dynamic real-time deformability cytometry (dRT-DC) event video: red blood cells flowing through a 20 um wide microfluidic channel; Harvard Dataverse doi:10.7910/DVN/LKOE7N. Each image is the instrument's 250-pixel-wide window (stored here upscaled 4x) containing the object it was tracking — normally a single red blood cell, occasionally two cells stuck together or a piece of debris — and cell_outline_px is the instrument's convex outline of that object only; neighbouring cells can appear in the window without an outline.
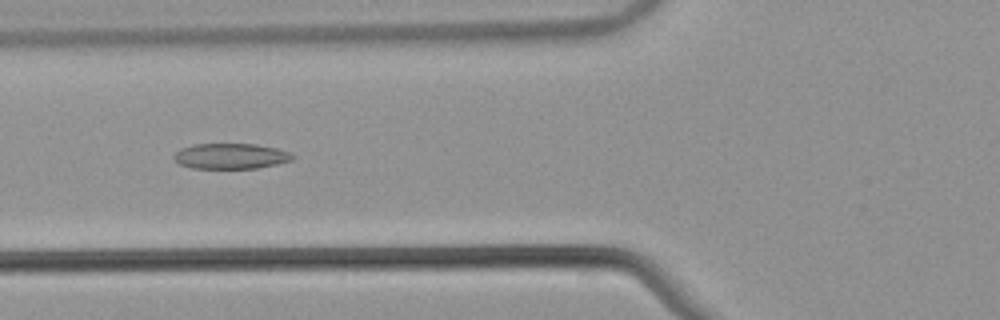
{"species": "common noctule bat (a hibernating species)", "species_latin": "Nyctalus noctula", "temperature_condition": "warm", "stored_images_in_passage": 48, "camera_frame_rate_fps": 3000, "um_per_image_px": 0.085, "animal": {"sex": "male", "body_mass_g": 21.5, "forearm_length_mm": 52.0}, "frame": {"image": 1, "passage_image": 17, "time_ms": 5.333, "image_size_px": [1000, 320], "cell_outline_px": [[296, 156], [292, 160], [276, 164], [256, 168], [192, 168], [180, 164], [172, 160], [172, 156], [180, 148], [192, 144], [256, 144], [276, 148], [288, 152]], "centroid_in_image_um": [19.57, 13.26], "position_along_channel_um": 106.2, "area_um2": 17.69}}
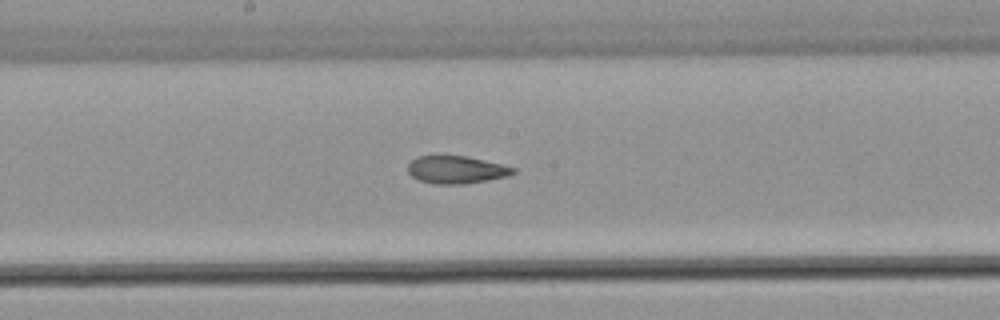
{"frame": {"image": 2, "passage_image": 25, "time_ms": 8.0, "image_size_px": [1000, 320], "cell_outline_px": [[516, 172], [508, 176], [488, 180], [464, 184], [432, 184], [420, 180], [412, 176], [408, 172], [408, 164], [416, 156], [464, 156], [500, 164], [516, 168]], "centroid_in_image_um": [38.77, 14.44], "position_along_channel_um": 209.4, "area_um2": 16.82}}
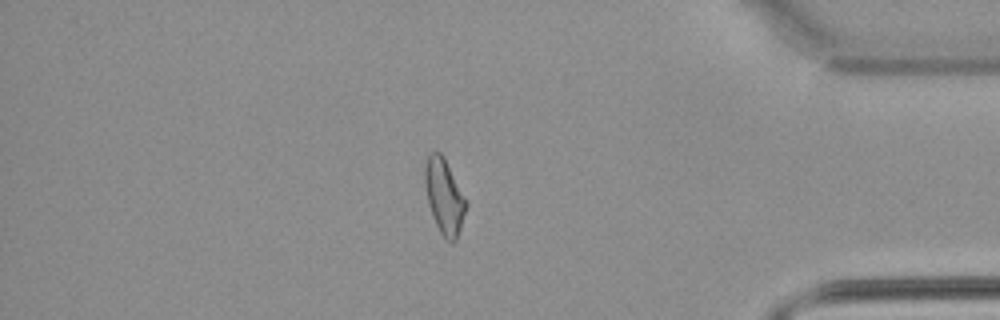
{"frame": {"image": 3, "passage_image": 42, "time_ms": 13.667, "image_size_px": [1000, 320], "cell_outline_px": [[468, 204], [456, 240], [452, 244], [440, 232], [432, 216], [428, 204], [424, 184], [424, 168], [428, 156], [432, 152], [440, 152], [444, 156]], "centroid_in_image_um": [37.75, 16.69], "position_along_channel_um": 397.5, "area_um2": 17.92}, "authors_computed_cell_mechanics": {"area_um2": 18.0625, "velocity_mm_per_s": 3.8657, "shape_relaxation_time_tau1_ms": null, "shape_relaxation_time_tau2_ms": 3.3793, "deformation_change_tau1": null, "deformation_change_tau2": 0.1005}}